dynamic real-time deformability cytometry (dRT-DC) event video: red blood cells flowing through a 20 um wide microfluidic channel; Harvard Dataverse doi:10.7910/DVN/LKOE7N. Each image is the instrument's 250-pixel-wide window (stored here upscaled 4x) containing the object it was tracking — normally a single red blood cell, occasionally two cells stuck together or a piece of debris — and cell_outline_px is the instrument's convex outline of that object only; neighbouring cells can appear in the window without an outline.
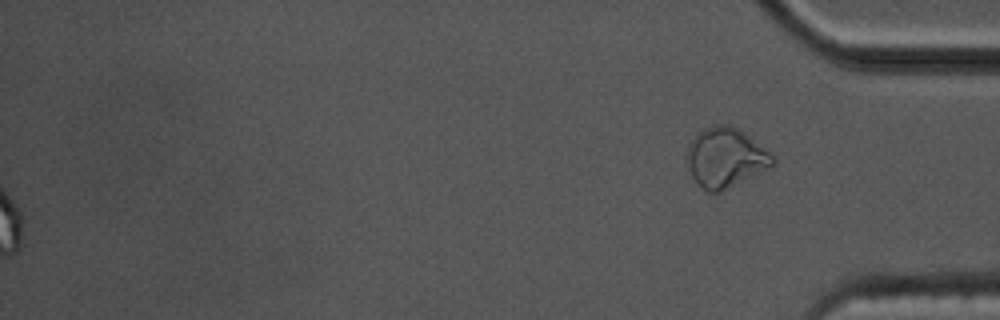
{"species": "common noctule bat (a hibernating species)", "species_latin": "Nyctalus noctula", "temperature_condition": "cold", "stored_images_in_passage": 61, "segment_of_instrument_passage": [2, 2], "camera_frame_rate_fps": 3000, "um_per_image_px": 0.085, "animal": {"sex": "male", "body_mass_g": 17.5, "forearm_length_mm": 52.3}, "frame": {"image": 1, "passage_image": 61, "time_ms": 20.0, "image_size_px": [1000, 320], "cell_outline_px": [[776, 160], [772, 164], [720, 192], [708, 192], [692, 176], [688, 168], [688, 144], [696, 132], [704, 128], [716, 124], [728, 124], [736, 128], [748, 136], [768, 152]], "centroid_in_image_um": [61.59, 13.36], "position_along_channel_um": 373.6, "area_um2": 28.73}}